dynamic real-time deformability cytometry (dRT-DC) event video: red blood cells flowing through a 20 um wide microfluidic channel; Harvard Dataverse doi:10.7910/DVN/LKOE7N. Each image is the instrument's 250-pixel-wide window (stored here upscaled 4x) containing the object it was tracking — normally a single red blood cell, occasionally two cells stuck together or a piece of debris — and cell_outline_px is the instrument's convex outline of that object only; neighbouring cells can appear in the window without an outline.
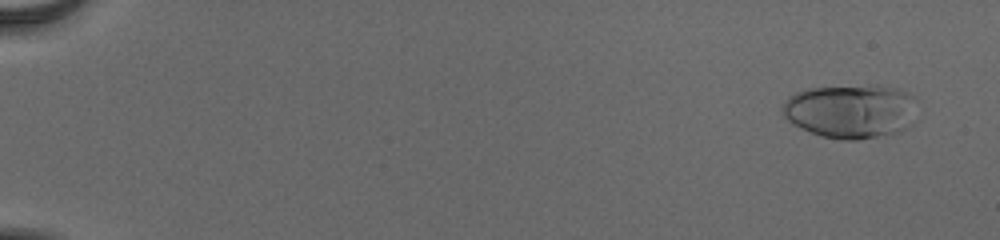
{"species": "human", "species_latin": "Homo sapiens", "temperature_condition": "cold", "stored_images_in_passage": 56, "camera_frame_rate_fps": 3000, "um_per_image_px": 0.085, "donor": {"sex": "male"}, "frame": {"image": 1, "passage_image": 4, "time_ms": 1.0, "image_size_px": [1000, 240], "cell_outline_px": [[916, 100], [908, 124], [900, 132], [856, 140], [840, 140], [820, 136], [800, 128], [788, 120], [784, 116], [784, 100], [788, 96], [796, 92], [808, 88], [876, 84], [880, 84], [896, 88], [916, 96]], "centroid_in_image_um": [72.29, 9.42], "position_along_channel_um": 12.7, "area_um2": 42.48}}
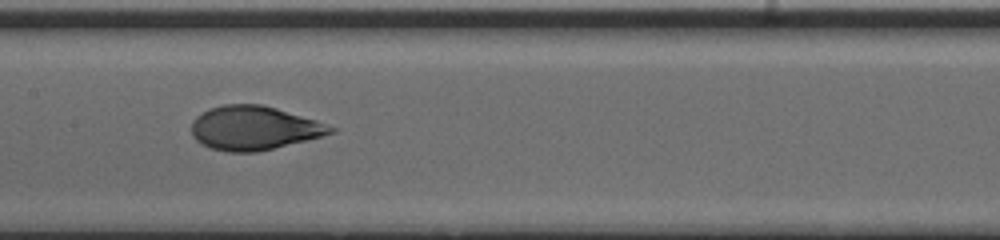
{"frame": {"image": 2, "passage_image": 31, "time_ms": 10.0, "image_size_px": [1000, 240], "cell_outline_px": [[340, 128], [336, 132], [256, 152], [228, 152], [212, 148], [200, 144], [192, 136], [192, 120], [196, 116], [208, 108], [224, 104], [260, 104], [276, 108], [316, 120]], "centroid_in_image_um": [21.57, 10.87], "position_along_channel_um": 185.8, "area_um2": 35.55}}
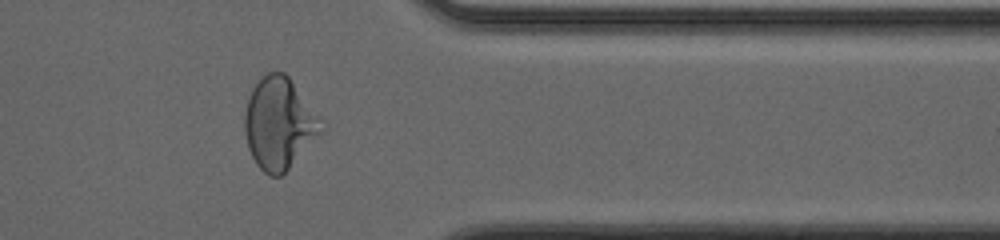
{"frame": {"image": 3, "passage_image": 47, "time_ms": 15.333, "image_size_px": [1000, 240], "cell_outline_px": [[328, 124], [324, 132], [280, 176], [268, 176], [256, 164], [248, 148], [244, 132], [244, 112], [252, 88], [268, 72], [284, 72], [288, 76]], "centroid_in_image_um": [23.78, 10.49], "position_along_channel_um": 387.6, "area_um2": 41.33}, "authors_computed_cell_mechanics": {"area_um2": 36.8186, "velocity_mm_per_s": 3.912, "shape_relaxation_time_tau1_ms": 5.0923, "shape_relaxation_time_tau2_ms": null, "deformation_change_tau1": 0.2181, "deformation_change_tau2": null}}